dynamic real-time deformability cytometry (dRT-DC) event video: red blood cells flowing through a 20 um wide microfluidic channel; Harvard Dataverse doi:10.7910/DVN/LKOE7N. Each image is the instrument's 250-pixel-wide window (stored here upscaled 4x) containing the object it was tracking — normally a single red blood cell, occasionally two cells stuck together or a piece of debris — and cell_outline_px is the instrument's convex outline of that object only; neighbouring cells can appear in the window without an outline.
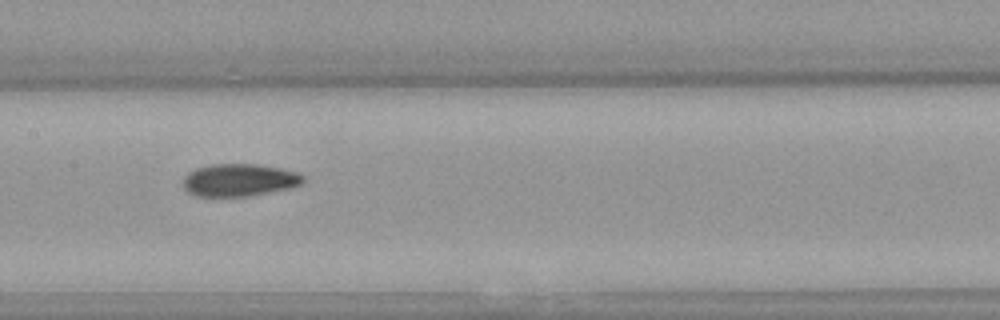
{"species": "Egyptian fruit bat (a non-hibernating species)", "species_latin": "Rousettus aegyptiacus", "temperature_condition": "warm", "stored_images_in_passage": 35, "camera_frame_rate_fps": 3000, "um_per_image_px": 0.085, "animal": {"sex": "female"}, "frame": {"image": 1, "passage_image": 10, "time_ms": 3.0, "image_size_px": [1000, 320], "cell_outline_px": [[304, 184], [292, 188], [248, 196], [196, 196], [188, 192], [184, 188], [184, 176], [188, 172], [196, 168], [212, 164], [256, 164], [280, 168], [296, 172], [304, 176]], "centroid_in_image_um": [20.36, 15.3], "position_along_channel_um": 187.0, "area_um2": 22.83}}
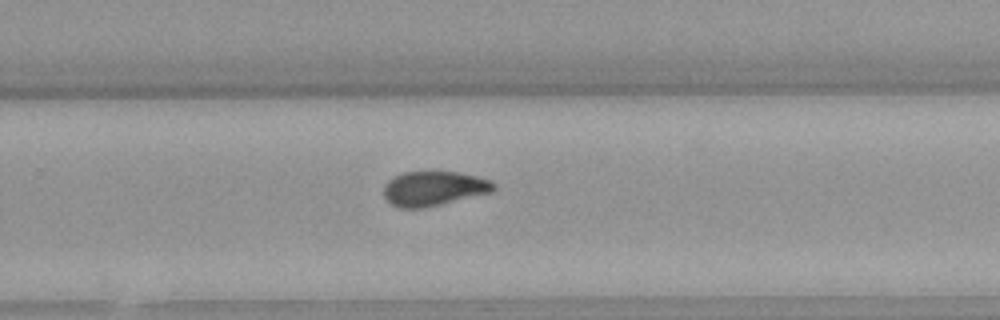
{"frame": {"image": 2, "passage_image": 18, "time_ms": 5.667, "image_size_px": [1000, 320], "cell_outline_px": [[496, 188], [492, 192], [440, 204], [420, 208], [400, 208], [392, 204], [384, 196], [384, 184], [388, 180], [404, 172], [456, 172], [476, 176], [488, 180], [496, 184]], "centroid_in_image_um": [36.87, 16.02], "position_along_channel_um": 292.9, "area_um2": 21.85}}
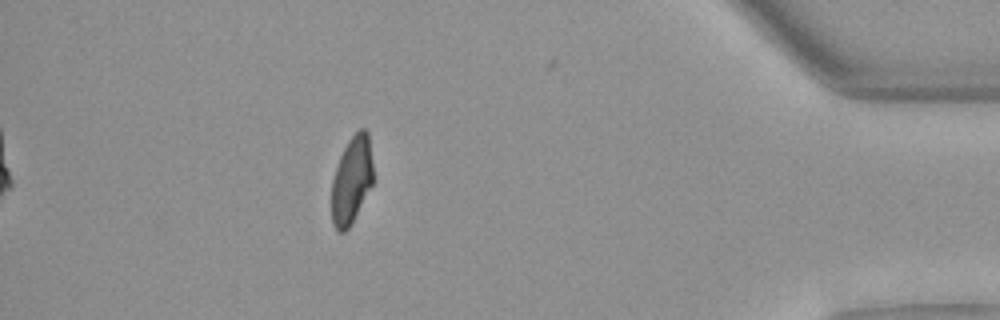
{"frame": {"image": 3, "passage_image": 30, "time_ms": 9.667, "image_size_px": [1000, 320], "cell_outline_px": [[372, 184], [348, 228], [344, 232], [340, 232], [332, 224], [332, 180], [340, 156], [348, 140], [360, 128], [364, 128], [368, 132], [372, 164]], "centroid_in_image_um": [29.88, 15.28], "position_along_channel_um": 405.3, "area_um2": 20.63}}